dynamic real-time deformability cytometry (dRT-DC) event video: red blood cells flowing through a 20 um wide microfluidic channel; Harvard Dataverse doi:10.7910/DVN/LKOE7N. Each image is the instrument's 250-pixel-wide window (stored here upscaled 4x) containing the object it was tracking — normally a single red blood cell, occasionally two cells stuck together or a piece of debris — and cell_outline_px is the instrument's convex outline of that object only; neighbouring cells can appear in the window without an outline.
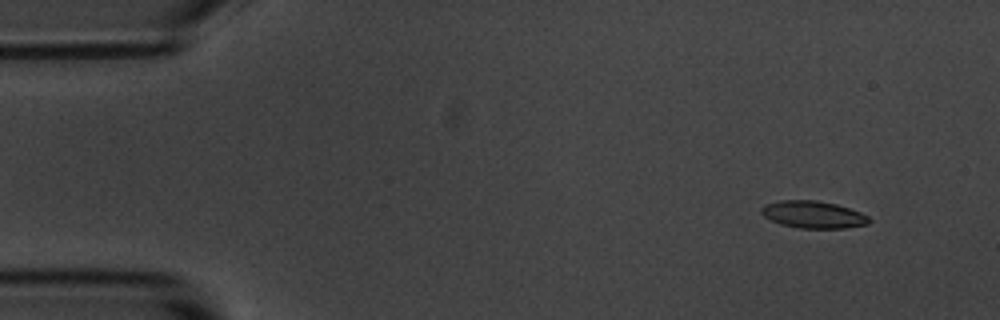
{"species": "common noctule bat (a hibernating species)", "species_latin": "Nyctalus noctula", "temperature_condition": "room temperature", "stored_images_in_passage": 5, "camera_frame_rate_fps": 3000, "um_per_image_px": 0.085, "animal": {"sex": "male", "body_mass_g": 20.1, "forearm_length_mm": 53.5}, "frame": {"image": 1, "passage_image": 2, "time_ms": 1.333, "image_size_px": [1000, 320], "cell_outline_px": [[872, 220], [868, 224], [844, 228], [800, 228], [780, 224], [764, 216], [760, 212], [760, 208], [764, 204], [780, 200], [816, 200], [836, 204], [860, 212], [868, 216]], "centroid_in_image_um": [69.11, 18.23], "position_along_channel_um": 15.9, "area_um2": 17.11}}
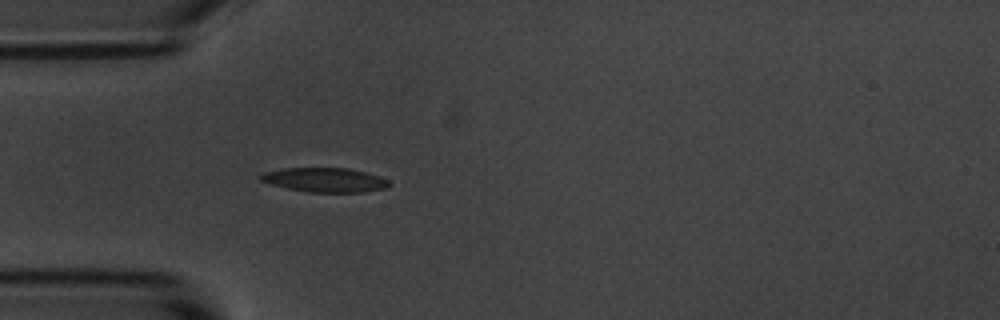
{"frame": {"image": 2, "passage_image": 5, "time_ms": 5.0, "image_size_px": [1000, 320], "cell_outline_px": [[388, 188], [360, 192], [308, 192], [288, 188], [272, 184], [260, 180], [260, 176], [264, 172], [284, 168], [348, 168], [380, 176], [388, 180]], "centroid_in_image_um": [27.62, 15.29], "position_along_channel_um": 57.4, "area_um2": 17.98}}